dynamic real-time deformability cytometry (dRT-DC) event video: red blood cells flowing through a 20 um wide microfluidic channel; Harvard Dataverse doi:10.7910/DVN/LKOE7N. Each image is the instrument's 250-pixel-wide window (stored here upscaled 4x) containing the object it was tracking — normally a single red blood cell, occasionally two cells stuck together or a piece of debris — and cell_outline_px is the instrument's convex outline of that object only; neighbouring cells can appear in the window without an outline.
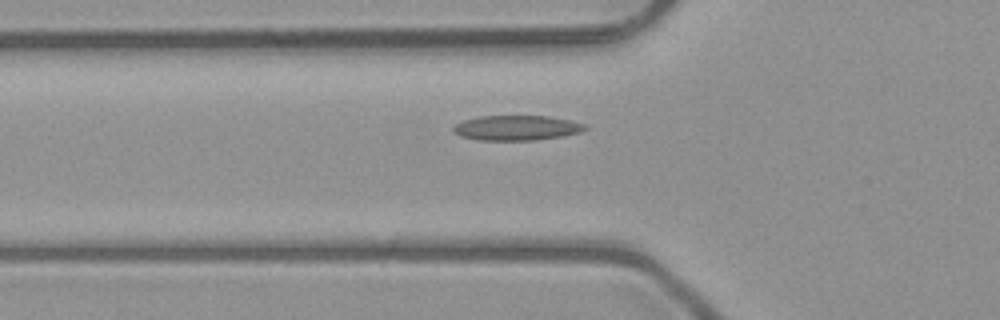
{"species": "common noctule bat (a hibernating species)", "species_latin": "Nyctalus noctula", "temperature_condition": "room temperature", "stored_images_in_passage": 34, "camera_frame_rate_fps": 3000, "um_per_image_px": 0.085, "animal": {"sex": "male", "body_mass_g": 23.1, "forearm_length_mm": 52.7}, "frame": {"image": 1, "passage_image": 6, "time_ms": 1.667, "image_size_px": [1000, 320], "cell_outline_px": [[588, 128], [580, 132], [560, 136], [536, 140], [476, 140], [460, 136], [452, 132], [452, 128], [456, 124], [464, 120], [480, 116], [548, 116], [568, 120], [584, 124]], "centroid_in_image_um": [43.86, 10.87], "position_along_channel_um": 81.9, "area_um2": 19.07}}
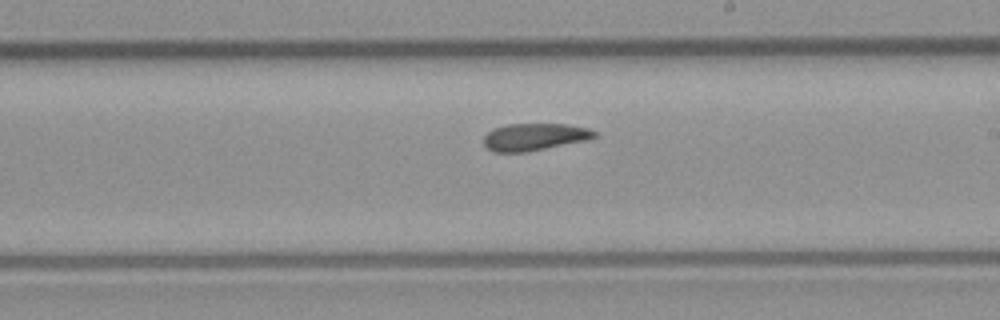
{"frame": {"image": 2, "passage_image": 18, "time_ms": 5.667, "image_size_px": [1000, 320], "cell_outline_px": [[596, 136], [588, 140], [524, 152], [492, 152], [484, 148], [484, 136], [492, 128], [508, 124], [568, 124], [588, 128], [596, 132]], "centroid_in_image_um": [45.39, 11.63], "position_along_channel_um": 243.6, "area_um2": 17.63}}
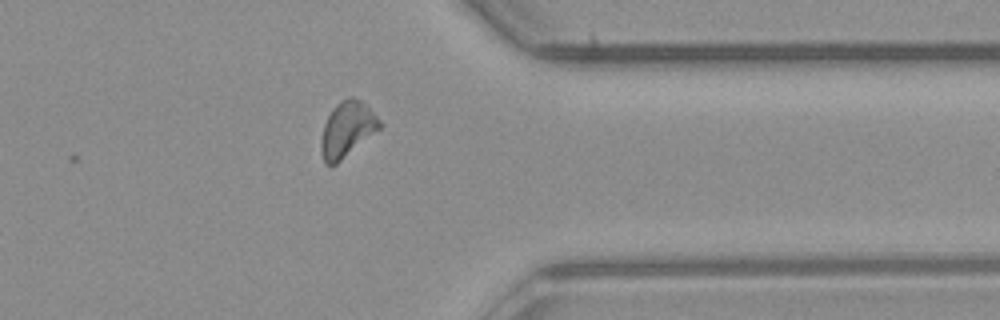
{"frame": {"image": 3, "passage_image": 29, "time_ms": 9.333, "image_size_px": [1000, 320], "cell_outline_px": [[380, 128], [336, 164], [324, 164], [320, 152], [320, 140], [324, 124], [332, 108], [340, 100], [348, 96], [352, 96], [360, 100], [380, 120]], "centroid_in_image_um": [29.45, 10.99], "position_along_channel_um": 382.0, "area_um2": 18.67}}